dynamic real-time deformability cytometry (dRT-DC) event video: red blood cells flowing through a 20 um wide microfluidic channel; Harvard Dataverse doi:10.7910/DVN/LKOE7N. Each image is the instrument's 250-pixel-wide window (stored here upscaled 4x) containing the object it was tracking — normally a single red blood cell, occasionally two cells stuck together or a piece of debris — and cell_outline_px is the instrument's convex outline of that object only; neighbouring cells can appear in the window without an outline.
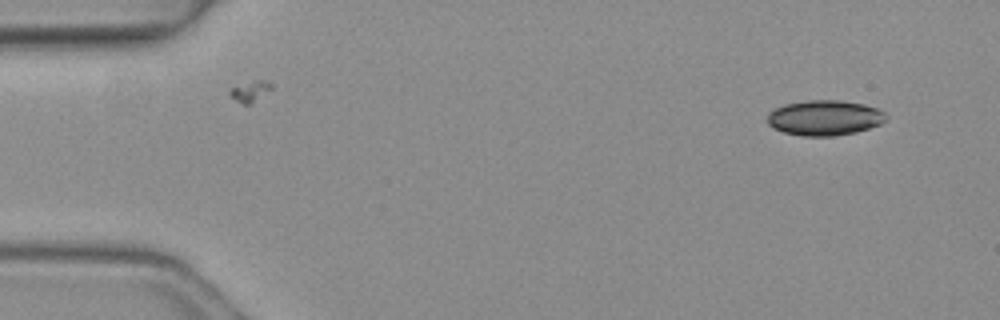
{"species": "common noctule bat (a hibernating species)", "species_latin": "Nyctalus noctula", "temperature_condition": "warm", "stored_images_in_passage": 3, "camera_frame_rate_fps": 3000, "um_per_image_px": 0.085, "animal": {"sex": "female", "body_mass_g": 19.3, "forearm_length_mm": 54.1}, "frame": {"image": 1, "passage_image": 1, "time_ms": 0.0, "image_size_px": [1000, 320], "cell_outline_px": [[888, 120], [880, 124], [856, 132], [832, 136], [804, 136], [784, 132], [768, 124], [768, 112], [784, 104], [808, 100], [840, 100], [864, 104], [876, 108], [884, 112], [888, 116]], "centroid_in_image_um": [70.12, 10.0], "position_along_channel_um": 14.9, "area_um2": 24.33}}